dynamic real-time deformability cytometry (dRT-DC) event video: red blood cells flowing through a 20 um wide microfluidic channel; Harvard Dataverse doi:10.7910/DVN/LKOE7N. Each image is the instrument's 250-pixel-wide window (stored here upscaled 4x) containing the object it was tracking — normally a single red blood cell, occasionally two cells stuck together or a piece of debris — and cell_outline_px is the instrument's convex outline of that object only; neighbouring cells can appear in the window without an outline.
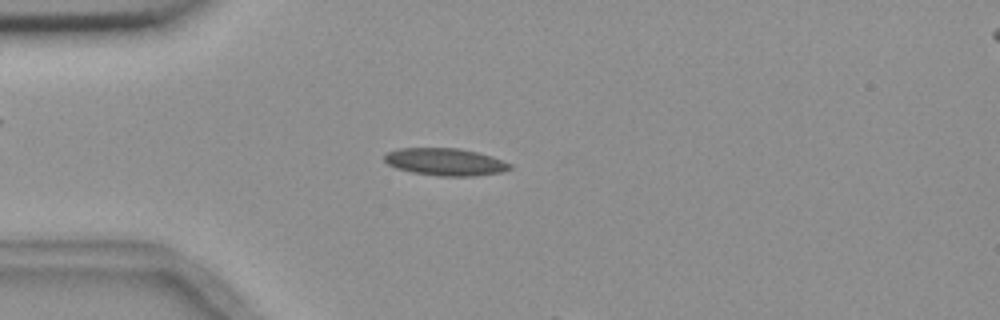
{"species": "common noctule bat (a hibernating species)", "species_latin": "Nyctalus noctula", "temperature_condition": "room temperature", "stored_images_in_passage": 7, "camera_frame_rate_fps": 3000, "um_per_image_px": 0.085, "animal": {"sex": "female", "body_mass_g": 18.4}, "frame": {"image": 1, "passage_image": 5, "time_ms": 4.333, "image_size_px": [1000, 320], "cell_outline_px": [[512, 168], [500, 172], [472, 176], [440, 176], [412, 172], [396, 168], [388, 164], [384, 160], [384, 156], [388, 152], [400, 148], [460, 148], [492, 156], [512, 164]], "centroid_in_image_um": [37.85, 13.76], "position_along_channel_um": 47.2, "area_um2": 19.88}}